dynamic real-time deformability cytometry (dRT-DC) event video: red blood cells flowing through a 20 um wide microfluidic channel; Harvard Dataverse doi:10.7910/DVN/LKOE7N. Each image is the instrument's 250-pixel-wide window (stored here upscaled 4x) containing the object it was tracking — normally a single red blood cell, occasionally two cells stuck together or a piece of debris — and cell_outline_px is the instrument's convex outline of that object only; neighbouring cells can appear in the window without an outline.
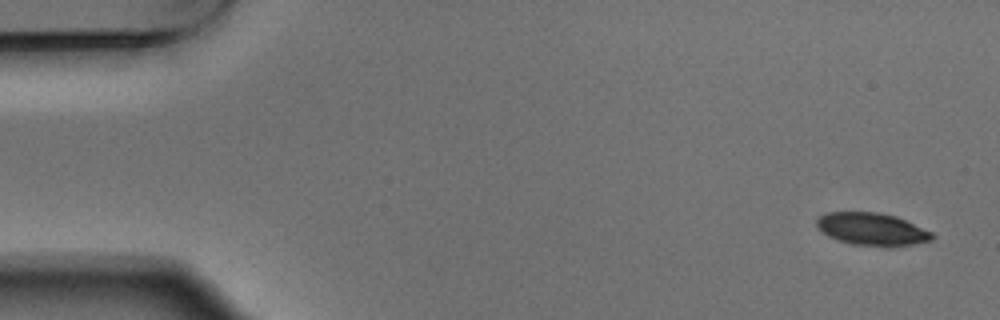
{"species": "Egyptian fruit bat (a non-hibernating species)", "species_latin": "Rousettus aegyptiacus", "temperature_condition": "warm", "stored_images_in_passage": 3, "camera_frame_rate_fps": 3000, "um_per_image_px": 0.085, "animal": {"sex": "male"}, "frame": {"image": 1, "passage_image": 1, "time_ms": 0.0, "image_size_px": [1000, 320], "cell_outline_px": [[936, 236], [932, 240], [912, 244], [852, 244], [836, 240], [828, 236], [816, 224], [816, 216], [824, 212], [880, 212], [896, 216], [932, 232]], "centroid_in_image_um": [74.07, 19.43], "position_along_channel_um": 10.9, "area_um2": 21.39}}